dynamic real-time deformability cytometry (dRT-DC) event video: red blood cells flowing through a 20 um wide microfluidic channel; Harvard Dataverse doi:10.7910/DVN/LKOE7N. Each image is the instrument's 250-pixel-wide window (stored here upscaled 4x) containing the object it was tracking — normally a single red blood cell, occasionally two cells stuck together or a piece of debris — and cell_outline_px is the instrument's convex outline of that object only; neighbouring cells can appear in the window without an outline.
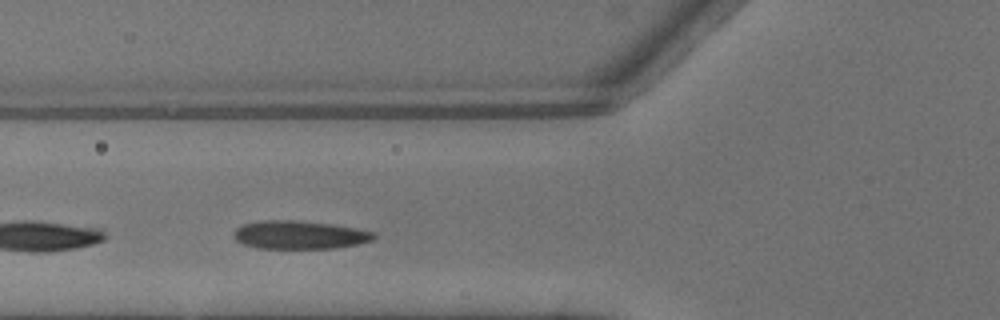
{"species": "common noctule bat (a hibernating species)", "species_latin": "Nyctalus noctula", "temperature_condition": "warm", "stored_images_in_passage": 4, "camera_frame_rate_fps": 3000, "um_per_image_px": 0.085, "animal": {"sex": "male", "body_mass_g": 13.3}, "frame": {"image": 1, "passage_image": 3, "time_ms": 0.667, "image_size_px": [1000, 320], "cell_outline_px": [[376, 236], [372, 240], [356, 244], [336, 248], [256, 248], [244, 244], [236, 240], [232, 236], [232, 232], [236, 228], [244, 224], [260, 220], [292, 220], [332, 224], [356, 228], [376, 232]], "centroid_in_image_um": [25.44, 19.96], "position_along_channel_um": 100.4, "area_um2": 23.12}}
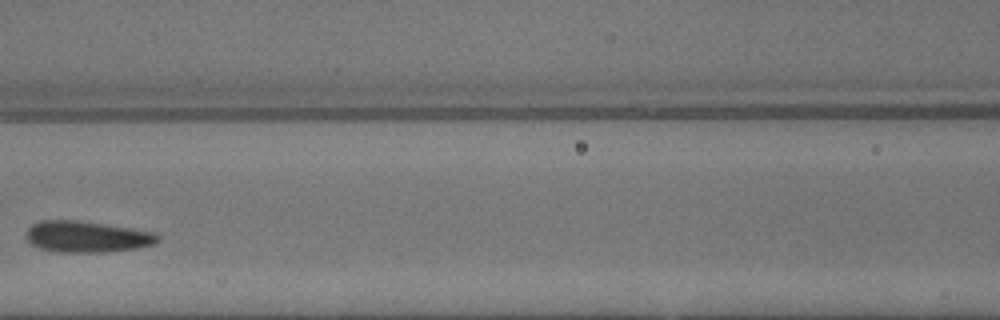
{"frame": {"image": 2, "passage_image": 4, "time_ms": 1.0, "image_size_px": [1000, 320], "cell_outline_px": [[160, 240], [156, 244], [136, 248], [104, 252], [56, 252], [40, 248], [32, 244], [24, 236], [28, 228], [32, 224], [40, 220], [80, 220], [156, 232], [160, 236]], "centroid_in_image_um": [7.4, 20.11], "position_along_channel_um": 159.2, "area_um2": 24.22}}